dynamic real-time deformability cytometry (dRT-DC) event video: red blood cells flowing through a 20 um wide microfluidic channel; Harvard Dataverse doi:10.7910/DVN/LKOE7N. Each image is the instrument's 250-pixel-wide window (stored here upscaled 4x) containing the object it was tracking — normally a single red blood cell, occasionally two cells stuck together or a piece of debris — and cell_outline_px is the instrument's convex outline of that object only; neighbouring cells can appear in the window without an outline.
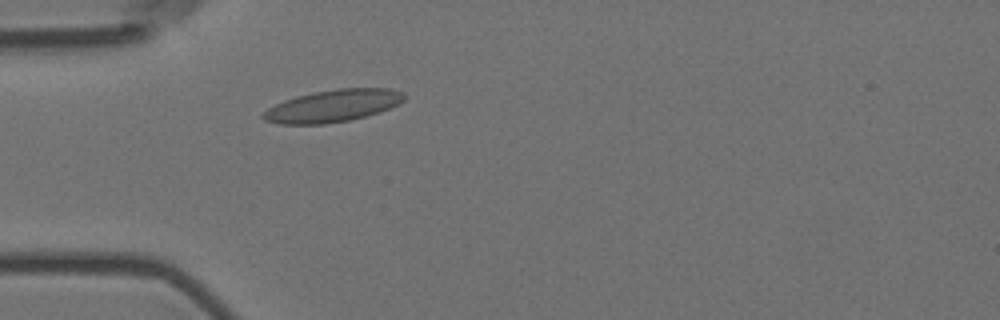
{"species": "Egyptian fruit bat (a non-hibernating species)", "species_latin": "Rousettus aegyptiacus", "temperature_condition": "room temperature", "stored_images_in_passage": 2, "camera_frame_rate_fps": 3000, "um_per_image_px": 0.085, "animal": {"sex": "female"}, "frame": {"image": 1, "passage_image": 2, "time_ms": 0.333, "image_size_px": [1000, 320], "cell_outline_px": [[408, 96], [404, 100], [380, 112], [352, 120], [324, 124], [276, 124], [264, 120], [260, 116], [268, 108], [284, 100], [296, 96], [336, 88], [388, 88], [404, 92]], "centroid_in_image_um": [28.3, 9.0], "position_along_channel_um": 56.7, "area_um2": 26.59}}